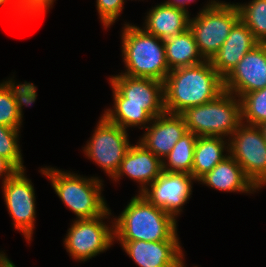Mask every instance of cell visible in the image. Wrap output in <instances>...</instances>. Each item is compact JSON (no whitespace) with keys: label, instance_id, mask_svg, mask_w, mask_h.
Here are the masks:
<instances>
[{"label":"cell","instance_id":"cell-32","mask_svg":"<svg viewBox=\"0 0 266 267\" xmlns=\"http://www.w3.org/2000/svg\"><path fill=\"white\" fill-rule=\"evenodd\" d=\"M0 267H16L3 251L0 252Z\"/></svg>","mask_w":266,"mask_h":267},{"label":"cell","instance_id":"cell-5","mask_svg":"<svg viewBox=\"0 0 266 267\" xmlns=\"http://www.w3.org/2000/svg\"><path fill=\"white\" fill-rule=\"evenodd\" d=\"M40 172L49 178L55 193L76 215V219L96 218L109 209L105 198L101 196L103 181L98 177H81L70 171L46 166Z\"/></svg>","mask_w":266,"mask_h":267},{"label":"cell","instance_id":"cell-26","mask_svg":"<svg viewBox=\"0 0 266 267\" xmlns=\"http://www.w3.org/2000/svg\"><path fill=\"white\" fill-rule=\"evenodd\" d=\"M20 129L0 125V156L8 159L18 170H24L19 145Z\"/></svg>","mask_w":266,"mask_h":267},{"label":"cell","instance_id":"cell-20","mask_svg":"<svg viewBox=\"0 0 266 267\" xmlns=\"http://www.w3.org/2000/svg\"><path fill=\"white\" fill-rule=\"evenodd\" d=\"M189 22L188 11L161 3L147 12L143 29L161 40H166L187 30Z\"/></svg>","mask_w":266,"mask_h":267},{"label":"cell","instance_id":"cell-6","mask_svg":"<svg viewBox=\"0 0 266 267\" xmlns=\"http://www.w3.org/2000/svg\"><path fill=\"white\" fill-rule=\"evenodd\" d=\"M227 91L216 99L186 108L180 115L188 131L196 136L230 138L242 124L241 101Z\"/></svg>","mask_w":266,"mask_h":267},{"label":"cell","instance_id":"cell-29","mask_svg":"<svg viewBox=\"0 0 266 267\" xmlns=\"http://www.w3.org/2000/svg\"><path fill=\"white\" fill-rule=\"evenodd\" d=\"M18 169L6 158L0 156V178H3L4 184L11 176H13Z\"/></svg>","mask_w":266,"mask_h":267},{"label":"cell","instance_id":"cell-28","mask_svg":"<svg viewBox=\"0 0 266 267\" xmlns=\"http://www.w3.org/2000/svg\"><path fill=\"white\" fill-rule=\"evenodd\" d=\"M28 16H40L52 8L55 0H20Z\"/></svg>","mask_w":266,"mask_h":267},{"label":"cell","instance_id":"cell-17","mask_svg":"<svg viewBox=\"0 0 266 267\" xmlns=\"http://www.w3.org/2000/svg\"><path fill=\"white\" fill-rule=\"evenodd\" d=\"M14 79L0 83V125L20 129L23 106H32L37 98V87L30 82L17 84Z\"/></svg>","mask_w":266,"mask_h":267},{"label":"cell","instance_id":"cell-24","mask_svg":"<svg viewBox=\"0 0 266 267\" xmlns=\"http://www.w3.org/2000/svg\"><path fill=\"white\" fill-rule=\"evenodd\" d=\"M240 20L251 30L259 43H266V0L236 4Z\"/></svg>","mask_w":266,"mask_h":267},{"label":"cell","instance_id":"cell-27","mask_svg":"<svg viewBox=\"0 0 266 267\" xmlns=\"http://www.w3.org/2000/svg\"><path fill=\"white\" fill-rule=\"evenodd\" d=\"M96 3L101 23L107 29L121 16L125 2L123 0H96Z\"/></svg>","mask_w":266,"mask_h":267},{"label":"cell","instance_id":"cell-4","mask_svg":"<svg viewBox=\"0 0 266 267\" xmlns=\"http://www.w3.org/2000/svg\"><path fill=\"white\" fill-rule=\"evenodd\" d=\"M122 29V57L126 69L121 73L164 82L170 72L164 40L129 22Z\"/></svg>","mask_w":266,"mask_h":267},{"label":"cell","instance_id":"cell-3","mask_svg":"<svg viewBox=\"0 0 266 267\" xmlns=\"http://www.w3.org/2000/svg\"><path fill=\"white\" fill-rule=\"evenodd\" d=\"M112 220L117 241H179L177 220L142 194L133 196L118 218Z\"/></svg>","mask_w":266,"mask_h":267},{"label":"cell","instance_id":"cell-10","mask_svg":"<svg viewBox=\"0 0 266 267\" xmlns=\"http://www.w3.org/2000/svg\"><path fill=\"white\" fill-rule=\"evenodd\" d=\"M229 154L260 190L266 185V140L259 126L242 123L229 138Z\"/></svg>","mask_w":266,"mask_h":267},{"label":"cell","instance_id":"cell-15","mask_svg":"<svg viewBox=\"0 0 266 267\" xmlns=\"http://www.w3.org/2000/svg\"><path fill=\"white\" fill-rule=\"evenodd\" d=\"M145 129L139 142L161 161L168 155L176 142L188 132L180 114L167 112L153 118Z\"/></svg>","mask_w":266,"mask_h":267},{"label":"cell","instance_id":"cell-19","mask_svg":"<svg viewBox=\"0 0 266 267\" xmlns=\"http://www.w3.org/2000/svg\"><path fill=\"white\" fill-rule=\"evenodd\" d=\"M198 182L224 192L250 194L259 190L246 176L240 164L230 154L210 172L202 176Z\"/></svg>","mask_w":266,"mask_h":267},{"label":"cell","instance_id":"cell-9","mask_svg":"<svg viewBox=\"0 0 266 267\" xmlns=\"http://www.w3.org/2000/svg\"><path fill=\"white\" fill-rule=\"evenodd\" d=\"M128 131L109 122L103 115L84 148L88 159L95 162L111 179L118 172L131 144Z\"/></svg>","mask_w":266,"mask_h":267},{"label":"cell","instance_id":"cell-25","mask_svg":"<svg viewBox=\"0 0 266 267\" xmlns=\"http://www.w3.org/2000/svg\"><path fill=\"white\" fill-rule=\"evenodd\" d=\"M239 99L241 101L242 123L260 126L266 122V87L246 93Z\"/></svg>","mask_w":266,"mask_h":267},{"label":"cell","instance_id":"cell-8","mask_svg":"<svg viewBox=\"0 0 266 267\" xmlns=\"http://www.w3.org/2000/svg\"><path fill=\"white\" fill-rule=\"evenodd\" d=\"M111 215L110 208L92 219H75L64 238L69 255L80 261H87L108 250L114 243V222L111 227L103 222Z\"/></svg>","mask_w":266,"mask_h":267},{"label":"cell","instance_id":"cell-1","mask_svg":"<svg viewBox=\"0 0 266 267\" xmlns=\"http://www.w3.org/2000/svg\"><path fill=\"white\" fill-rule=\"evenodd\" d=\"M108 80L114 106L106 109L103 116L109 122L124 130L133 126L145 129L153 118L165 112L163 82L122 73L111 76Z\"/></svg>","mask_w":266,"mask_h":267},{"label":"cell","instance_id":"cell-21","mask_svg":"<svg viewBox=\"0 0 266 267\" xmlns=\"http://www.w3.org/2000/svg\"><path fill=\"white\" fill-rule=\"evenodd\" d=\"M224 139V137L198 136L191 170V175L196 181L228 156L229 153L225 155L223 152H229V142H227L229 139Z\"/></svg>","mask_w":266,"mask_h":267},{"label":"cell","instance_id":"cell-11","mask_svg":"<svg viewBox=\"0 0 266 267\" xmlns=\"http://www.w3.org/2000/svg\"><path fill=\"white\" fill-rule=\"evenodd\" d=\"M25 170H18L3 185V196L15 229L24 235L27 242L32 240L36 221L35 189Z\"/></svg>","mask_w":266,"mask_h":267},{"label":"cell","instance_id":"cell-2","mask_svg":"<svg viewBox=\"0 0 266 267\" xmlns=\"http://www.w3.org/2000/svg\"><path fill=\"white\" fill-rule=\"evenodd\" d=\"M224 91V79L208 60L173 69L163 82L164 109L180 114L186 108L216 99Z\"/></svg>","mask_w":266,"mask_h":267},{"label":"cell","instance_id":"cell-22","mask_svg":"<svg viewBox=\"0 0 266 267\" xmlns=\"http://www.w3.org/2000/svg\"><path fill=\"white\" fill-rule=\"evenodd\" d=\"M164 47L170 71L205 61L198 51L194 35L189 28L174 37L164 40Z\"/></svg>","mask_w":266,"mask_h":267},{"label":"cell","instance_id":"cell-13","mask_svg":"<svg viewBox=\"0 0 266 267\" xmlns=\"http://www.w3.org/2000/svg\"><path fill=\"white\" fill-rule=\"evenodd\" d=\"M266 87V43H259L224 78V90L238 98Z\"/></svg>","mask_w":266,"mask_h":267},{"label":"cell","instance_id":"cell-12","mask_svg":"<svg viewBox=\"0 0 266 267\" xmlns=\"http://www.w3.org/2000/svg\"><path fill=\"white\" fill-rule=\"evenodd\" d=\"M193 181L194 177L187 173L162 171L141 194L176 219L190 199Z\"/></svg>","mask_w":266,"mask_h":267},{"label":"cell","instance_id":"cell-16","mask_svg":"<svg viewBox=\"0 0 266 267\" xmlns=\"http://www.w3.org/2000/svg\"><path fill=\"white\" fill-rule=\"evenodd\" d=\"M162 171V161L138 141L136 145H131L112 179L116 182L123 175L128 176L139 183L141 194Z\"/></svg>","mask_w":266,"mask_h":267},{"label":"cell","instance_id":"cell-7","mask_svg":"<svg viewBox=\"0 0 266 267\" xmlns=\"http://www.w3.org/2000/svg\"><path fill=\"white\" fill-rule=\"evenodd\" d=\"M199 11L196 17L190 18L189 29L194 35L199 53L210 61L240 19V13L236 4L217 0H211Z\"/></svg>","mask_w":266,"mask_h":267},{"label":"cell","instance_id":"cell-30","mask_svg":"<svg viewBox=\"0 0 266 267\" xmlns=\"http://www.w3.org/2000/svg\"><path fill=\"white\" fill-rule=\"evenodd\" d=\"M9 2V4H13V9H15V13H16V11H18L17 13H18V16H19V14H20V16H22V15H28L27 13H26V11H25V9L23 8V6H22V4H21V1L20 0H0V7H2L4 4H7Z\"/></svg>","mask_w":266,"mask_h":267},{"label":"cell","instance_id":"cell-18","mask_svg":"<svg viewBox=\"0 0 266 267\" xmlns=\"http://www.w3.org/2000/svg\"><path fill=\"white\" fill-rule=\"evenodd\" d=\"M258 44L251 30L239 19L210 63L224 79L245 54Z\"/></svg>","mask_w":266,"mask_h":267},{"label":"cell","instance_id":"cell-31","mask_svg":"<svg viewBox=\"0 0 266 267\" xmlns=\"http://www.w3.org/2000/svg\"><path fill=\"white\" fill-rule=\"evenodd\" d=\"M192 2H194V0H167L163 3L170 5V6L179 7L185 11H188L187 10L188 8H186V7L188 6V4L190 5V3H192Z\"/></svg>","mask_w":266,"mask_h":267},{"label":"cell","instance_id":"cell-33","mask_svg":"<svg viewBox=\"0 0 266 267\" xmlns=\"http://www.w3.org/2000/svg\"><path fill=\"white\" fill-rule=\"evenodd\" d=\"M264 134V138L266 140V122L262 123L260 126H259Z\"/></svg>","mask_w":266,"mask_h":267},{"label":"cell","instance_id":"cell-23","mask_svg":"<svg viewBox=\"0 0 266 267\" xmlns=\"http://www.w3.org/2000/svg\"><path fill=\"white\" fill-rule=\"evenodd\" d=\"M197 139L198 136L190 131L184 134L163 159L162 170L165 172L187 173L191 175L194 148Z\"/></svg>","mask_w":266,"mask_h":267},{"label":"cell","instance_id":"cell-14","mask_svg":"<svg viewBox=\"0 0 266 267\" xmlns=\"http://www.w3.org/2000/svg\"><path fill=\"white\" fill-rule=\"evenodd\" d=\"M139 267H186L180 241H119Z\"/></svg>","mask_w":266,"mask_h":267}]
</instances>
